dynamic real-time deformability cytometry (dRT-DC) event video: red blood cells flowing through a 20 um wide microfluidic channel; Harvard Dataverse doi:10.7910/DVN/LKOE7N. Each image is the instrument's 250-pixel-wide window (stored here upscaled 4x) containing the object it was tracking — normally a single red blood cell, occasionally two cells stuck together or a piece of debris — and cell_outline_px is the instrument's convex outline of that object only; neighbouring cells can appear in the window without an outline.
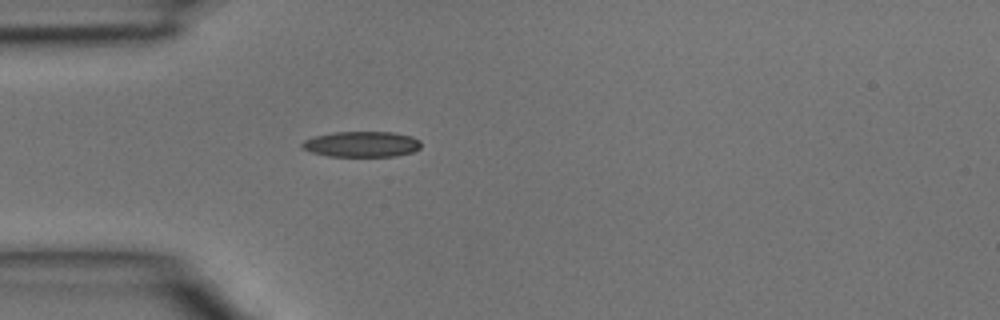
{"species": "common noctule bat (a hibernating species)", "species_latin": "Nyctalus noctula", "temperature_condition": "room temperature", "stored_images_in_passage": 4, "camera_frame_rate_fps": 3000, "um_per_image_px": 0.085, "animal": {"sex": "male", "body_mass_g": 15.6}, "frame": {"image": 1, "passage_image": 4, "time_ms": 1.0, "image_size_px": [1000, 320], "cell_outline_px": [[420, 148], [412, 152], [396, 156], [328, 156], [312, 152], [300, 148], [300, 144], [304, 140], [316, 136], [332, 132], [396, 132], [412, 136], [420, 140]], "centroid_in_image_um": [30.74, 12.25], "position_along_channel_um": 54.3, "area_um2": 17.86}}